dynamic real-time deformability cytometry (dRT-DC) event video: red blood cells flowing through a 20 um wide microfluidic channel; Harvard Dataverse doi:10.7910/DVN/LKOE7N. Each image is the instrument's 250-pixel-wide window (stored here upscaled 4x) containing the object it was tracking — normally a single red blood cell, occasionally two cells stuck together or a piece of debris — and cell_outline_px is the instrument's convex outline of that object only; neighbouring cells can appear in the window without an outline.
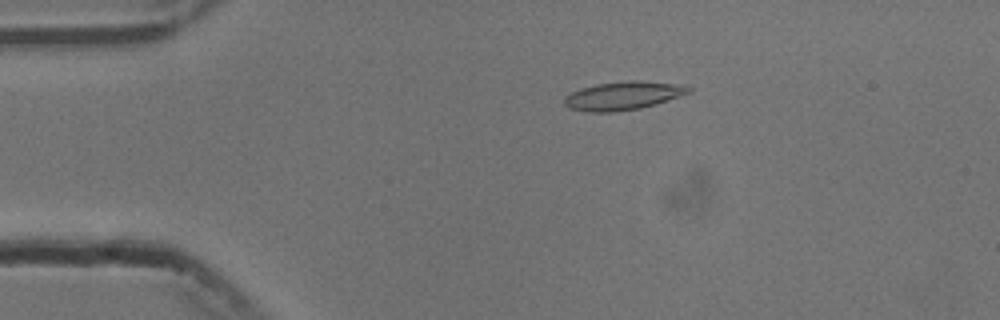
{"species": "common noctule bat (a hibernating species)", "species_latin": "Nyctalus noctula", "temperature_condition": "cold", "stored_images_in_passage": 50, "camera_frame_rate_fps": 3000, "um_per_image_px": 0.085, "animal": {"sex": "male", "body_mass_g": 13.3}, "frame": {"image": 1, "passage_image": 6, "time_ms": 1.667, "image_size_px": [1000, 320], "cell_outline_px": [[692, 92], [656, 104], [640, 108], [616, 112], [588, 112], [568, 108], [564, 104], [564, 96], [580, 88], [596, 84], [632, 80], [640, 80], [688, 84], [692, 88]], "centroid_in_image_um": [53.01, 8.12], "position_along_channel_um": 32.0, "area_um2": 20.98}}
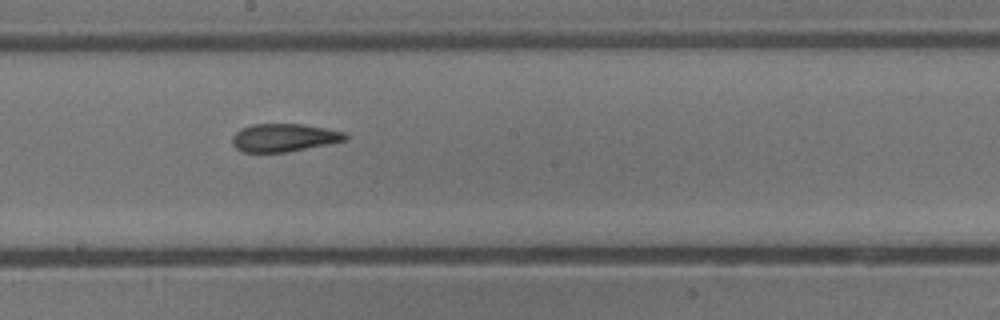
{"frame": {"image": 2, "passage_image": 25, "time_ms": 8.0, "image_size_px": [1000, 320], "cell_outline_px": [[348, 140], [288, 152], [244, 152], [236, 148], [232, 144], [232, 136], [240, 128], [252, 124], [304, 124], [328, 128], [344, 132], [348, 136]], "centroid_in_image_um": [24.15, 11.69], "position_along_channel_um": 224.0, "area_um2": 18.61}}
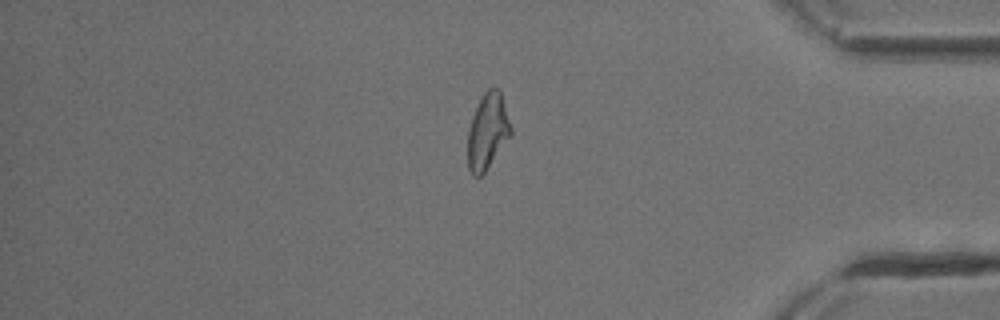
{"frame": {"image": 3, "passage_image": 41, "time_ms": 13.333, "image_size_px": [1000, 320], "cell_outline_px": [[512, 136], [484, 172], [480, 176], [472, 176], [468, 168], [468, 128], [472, 116], [484, 92], [488, 88], [496, 88], [500, 92], [512, 128]], "centroid_in_image_um": [41.45, 11.19], "position_along_channel_um": 393.8, "area_um2": 18.96}, "authors_computed_cell_mechanics": {"area_um2": 19.5364, "velocity_mm_per_s": 3.7481, "shape_relaxation_time_tau1_ms": 10.5999, "shape_relaxation_time_tau2_ms": 3.5839, "deformation_change_tau1": 0.2595, "deformation_change_tau2": 0.1173}}